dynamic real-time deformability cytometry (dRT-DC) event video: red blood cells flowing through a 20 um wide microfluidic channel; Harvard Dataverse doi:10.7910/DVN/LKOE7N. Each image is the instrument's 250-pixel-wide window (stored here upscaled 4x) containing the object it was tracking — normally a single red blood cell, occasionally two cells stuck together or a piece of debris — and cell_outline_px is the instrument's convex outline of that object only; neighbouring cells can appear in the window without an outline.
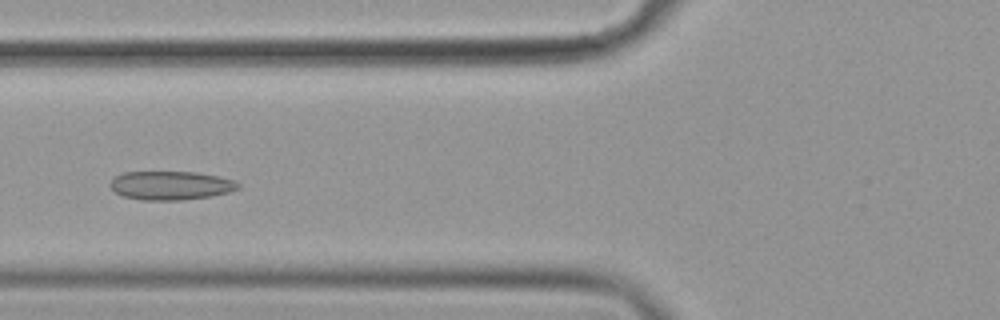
{"species": "common noctule bat (a hibernating species)", "species_latin": "Nyctalus noctula", "temperature_condition": "cold", "stored_images_in_passage": 56, "camera_frame_rate_fps": 3000, "um_per_image_px": 0.085, "animal": {"sex": "female", "body_mass_g": 19.9}, "frame": {"image": 1, "passage_image": 22, "time_ms": 7.0, "image_size_px": [1000, 320], "cell_outline_px": [[240, 188], [228, 192], [212, 196], [180, 200], [140, 200], [124, 196], [116, 192], [108, 184], [116, 176], [124, 172], [196, 172], [220, 176], [232, 180], [240, 184]], "centroid_in_image_um": [14.53, 15.76], "position_along_channel_um": 111.3, "area_um2": 21.39}}
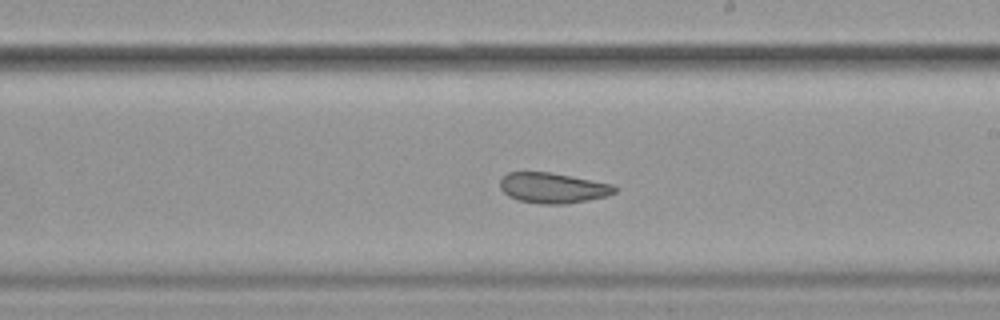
{"frame": {"image": 2, "passage_image": 33, "time_ms": 10.667, "image_size_px": [1000, 320], "cell_outline_px": [[616, 192], [608, 196], [564, 204], [544, 204], [520, 200], [508, 196], [500, 188], [500, 180], [508, 172], [548, 172], [612, 184], [616, 188]], "centroid_in_image_um": [46.98, 15.97], "position_along_channel_um": 242.0, "area_um2": 20.0}}
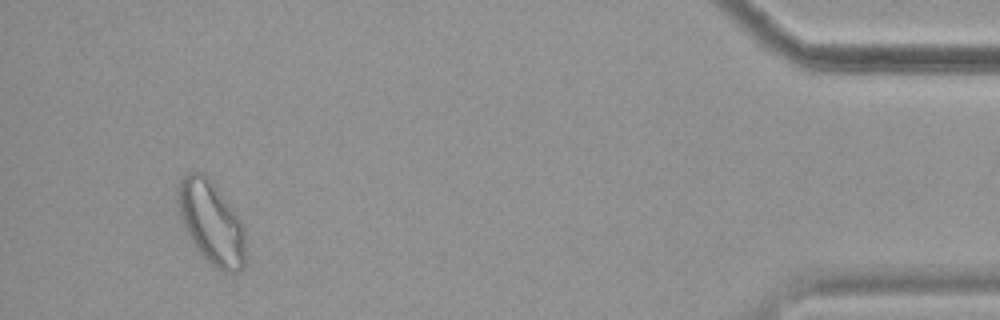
{"frame": {"image": 3, "passage_image": 53, "time_ms": 17.333, "image_size_px": [1000, 320], "cell_outline_px": [[244, 268], [240, 272], [224, 272], [216, 268], [200, 252], [188, 236], [184, 228], [176, 204], [176, 188], [180, 180], [188, 172], [204, 172], [208, 176], [240, 220], [244, 228]], "centroid_in_image_um": [17.92, 18.89], "position_along_channel_um": 417.3, "area_um2": 32.6}, "authors_computed_cell_mechanics": {"area_um2": 23.7847, "velocity_mm_per_s": 3.5659, "shape_relaxation_time_tau1_ms": null, "shape_relaxation_time_tau2_ms": 2.4256, "deformation_change_tau1": null, "deformation_change_tau2": 0.0846}}